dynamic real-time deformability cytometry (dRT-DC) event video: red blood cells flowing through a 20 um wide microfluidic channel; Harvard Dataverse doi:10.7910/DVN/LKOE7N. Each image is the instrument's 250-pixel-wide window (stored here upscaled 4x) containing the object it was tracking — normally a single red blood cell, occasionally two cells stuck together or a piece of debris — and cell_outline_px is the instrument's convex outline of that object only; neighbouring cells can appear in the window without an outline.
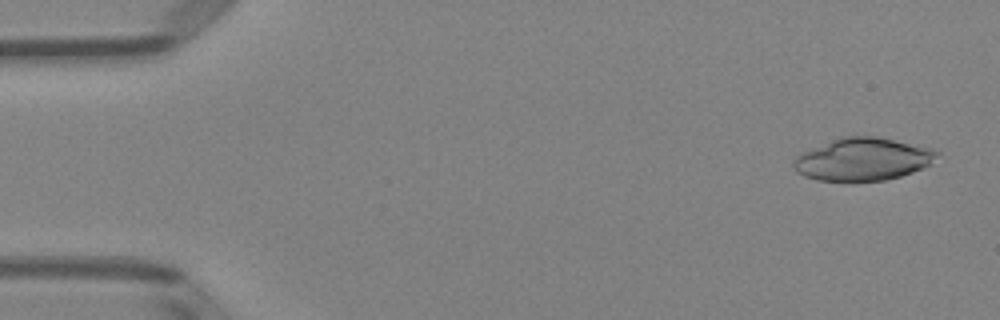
{"species": "Egyptian fruit bat (a non-hibernating species)", "species_latin": "Rousettus aegyptiacus", "temperature_condition": "room temperature", "stored_images_in_passage": 50, "camera_frame_rate_fps": 3000, "um_per_image_px": 0.085, "animal": {"sex": "female"}, "frame": {"image": 1, "passage_image": 2, "time_ms": 0.333, "image_size_px": [1000, 320], "cell_outline_px": [[940, 152], [932, 164], [912, 172], [900, 176], [884, 180], [816, 180], [804, 176], [796, 172], [792, 164], [792, 160], [800, 152], [840, 136], [876, 136], [932, 148]], "centroid_in_image_um": [73.31, 13.52], "position_along_channel_um": 11.7, "area_um2": 35.72}}